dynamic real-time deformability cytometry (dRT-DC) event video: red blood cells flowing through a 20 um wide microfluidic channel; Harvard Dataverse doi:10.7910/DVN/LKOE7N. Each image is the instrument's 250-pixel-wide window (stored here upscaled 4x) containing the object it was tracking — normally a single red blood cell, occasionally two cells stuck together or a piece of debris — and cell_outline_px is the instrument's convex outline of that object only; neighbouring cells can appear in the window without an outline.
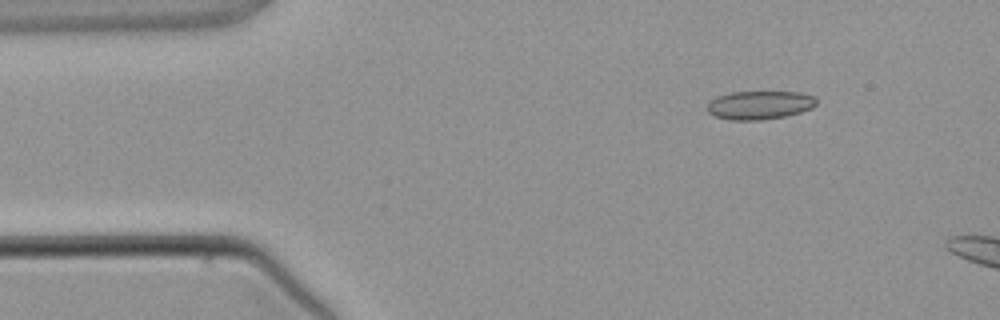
{"species": "common noctule bat (a hibernating species)", "species_latin": "Nyctalus noctula", "temperature_condition": "warm", "stored_images_in_passage": 3, "camera_frame_rate_fps": 3000, "um_per_image_px": 0.085, "animal": {"sex": "male", "body_mass_g": 21.5, "forearm_length_mm": 52.0}, "frame": {"image": 1, "passage_image": 1, "time_ms": 0.0, "image_size_px": [1000, 320], "cell_outline_px": [[816, 104], [812, 108], [800, 112], [784, 116], [764, 120], [728, 120], [712, 116], [708, 112], [708, 104], [716, 96], [732, 92], [800, 92], [816, 96]], "centroid_in_image_um": [64.56, 8.93], "position_along_channel_um": 20.4, "area_um2": 18.26}}